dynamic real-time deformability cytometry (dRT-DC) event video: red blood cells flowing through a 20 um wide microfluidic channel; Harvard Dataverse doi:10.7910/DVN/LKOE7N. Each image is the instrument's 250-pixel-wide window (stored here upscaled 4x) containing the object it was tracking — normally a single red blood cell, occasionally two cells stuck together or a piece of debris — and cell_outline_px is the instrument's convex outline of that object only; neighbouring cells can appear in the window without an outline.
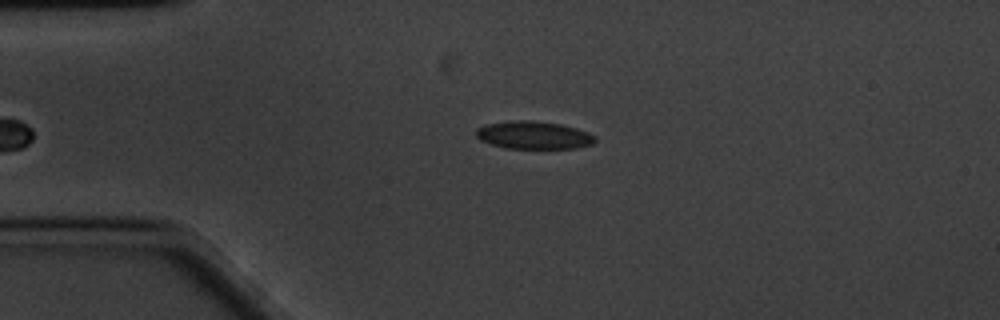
{"species": "common noctule bat (a hibernating species)", "species_latin": "Nyctalus noctula", "temperature_condition": "cold", "stored_images_in_passage": 43, "camera_frame_rate_fps": 3000, "um_per_image_px": 0.085, "animal": {"sex": "male", "body_mass_g": 20.1, "forearm_length_mm": 53.5}, "frame": {"image": 1, "passage_image": 2, "time_ms": 0.333, "image_size_px": [1000, 320], "cell_outline_px": [[596, 140], [592, 144], [576, 148], [504, 148], [480, 140], [476, 136], [476, 128], [484, 124], [508, 120], [532, 120], [560, 124], [576, 128], [588, 132], [596, 136]], "centroid_in_image_um": [45.34, 11.47], "position_along_channel_um": 39.7, "area_um2": 19.42}}
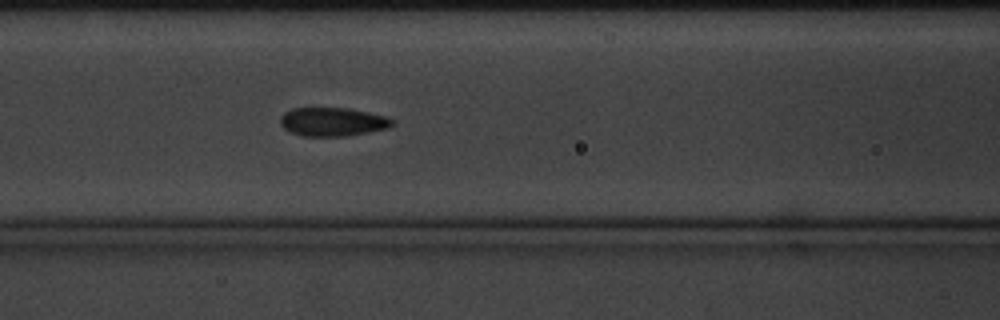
{"frame": {"image": 2, "passage_image": 13, "time_ms": 4.0, "image_size_px": [1000, 320], "cell_outline_px": [[396, 124], [388, 128], [368, 132], [344, 136], [304, 136], [292, 132], [284, 128], [280, 124], [280, 116], [284, 112], [292, 108], [348, 108], [388, 116], [396, 120]], "centroid_in_image_um": [28.32, 10.34], "position_along_channel_um": 138.3, "area_um2": 18.84}}
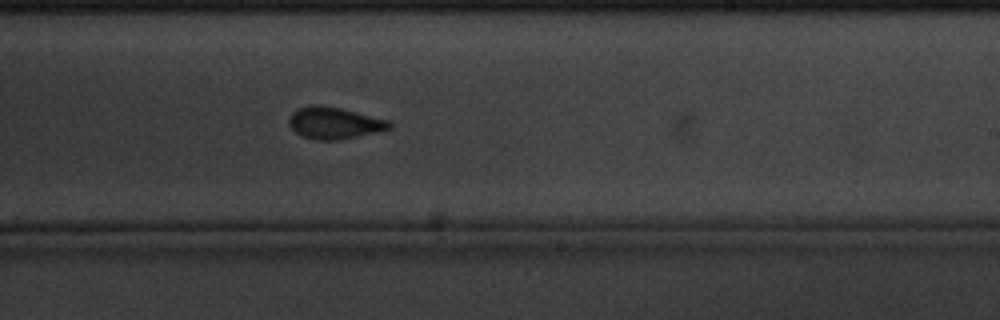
{"frame": {"image": 3, "passage_image": 24, "time_ms": 7.667, "image_size_px": [1000, 320], "cell_outline_px": [[392, 128], [356, 136], [336, 140], [316, 140], [300, 136], [288, 124], [288, 120], [292, 112], [296, 108], [308, 104], [320, 104], [340, 108], [392, 120]], "centroid_in_image_um": [28.39, 10.43], "position_along_channel_um": 260.6, "area_um2": 18.84}, "authors_computed_cell_mechanics": {"area_um2": 18.7272, "velocity_mm_per_s": 3.336, "shape_relaxation_time_tau1_ms": null, "shape_relaxation_time_tau2_ms": 1.5952, "deformation_change_tau1": null, "deformation_change_tau2": 0.0782}}